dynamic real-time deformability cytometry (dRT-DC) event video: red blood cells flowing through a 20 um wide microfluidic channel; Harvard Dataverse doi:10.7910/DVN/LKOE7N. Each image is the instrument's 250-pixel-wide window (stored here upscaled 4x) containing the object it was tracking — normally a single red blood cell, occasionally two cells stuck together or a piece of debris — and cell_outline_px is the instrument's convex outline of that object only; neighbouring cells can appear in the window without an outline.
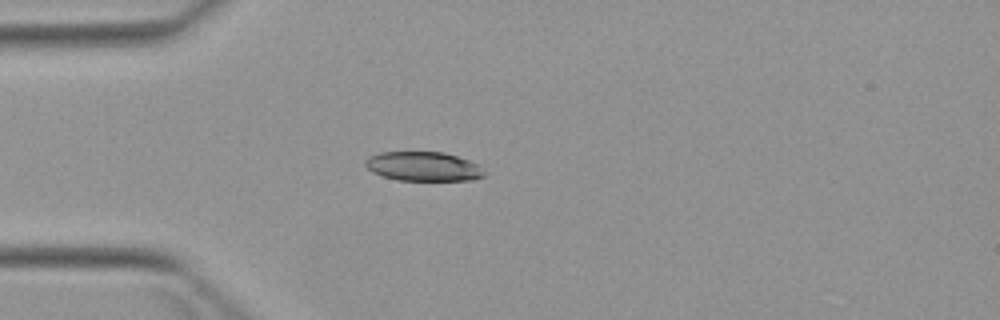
{"species": "Egyptian fruit bat (a non-hibernating species)", "species_latin": "Rousettus aegyptiacus", "temperature_condition": "warm", "stored_images_in_passage": 1, "camera_frame_rate_fps": 3000, "um_per_image_px": 0.085, "animal": {"sex": "female"}, "frame": {"image": 1, "passage_image": 1, "time_ms": 0.0, "image_size_px": [1000, 320], "cell_outline_px": [[484, 176], [472, 180], [396, 180], [372, 172], [364, 164], [364, 160], [368, 156], [380, 152], [444, 152], [480, 164], [484, 172]], "centroid_in_image_um": [35.97, 14.14], "position_along_channel_um": 49.0, "area_um2": 20.35}}